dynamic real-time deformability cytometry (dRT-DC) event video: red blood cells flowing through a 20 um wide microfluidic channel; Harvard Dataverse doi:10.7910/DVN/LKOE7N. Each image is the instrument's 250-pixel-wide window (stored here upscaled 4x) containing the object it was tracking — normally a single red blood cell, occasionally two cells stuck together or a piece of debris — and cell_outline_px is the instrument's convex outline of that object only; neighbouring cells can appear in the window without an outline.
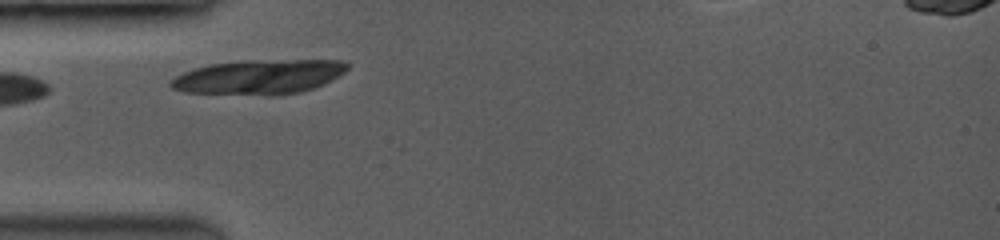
{"species": "common noctule bat (a hibernating species)", "species_latin": "Nyctalus noctula", "temperature_condition": "room temperature", "stored_images_in_passage": 8, "camera_frame_rate_fps": 3500, "um_per_image_px": 0.085, "animal": {"sex": "female", "body_mass_g": 19.0, "forearm_length_mm": 53.3}, "frame": {"image": 1, "passage_image": 1, "time_ms": 0.0, "image_size_px": [1000, 240], "cell_outline_px": [[348, 68], [344, 72], [312, 88], [296, 92], [184, 92], [172, 88], [168, 84], [176, 76], [184, 72], [208, 64], [244, 60], [344, 60], [348, 64]], "centroid_in_image_um": [21.99, 6.47], "position_along_channel_um": 63.0, "area_um2": 33.7}}